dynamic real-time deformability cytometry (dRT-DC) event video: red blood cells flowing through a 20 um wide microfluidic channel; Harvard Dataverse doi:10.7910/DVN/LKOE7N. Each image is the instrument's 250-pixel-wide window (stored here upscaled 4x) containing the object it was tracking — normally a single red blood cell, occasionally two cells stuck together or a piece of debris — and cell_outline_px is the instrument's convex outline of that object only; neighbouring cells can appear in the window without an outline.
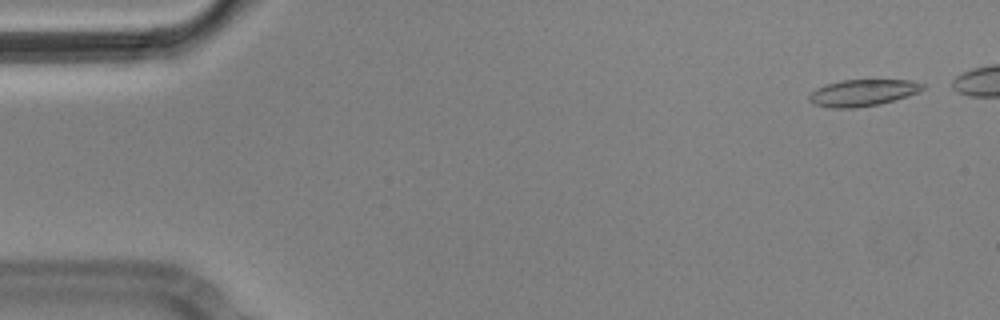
{"species": "Egyptian fruit bat (a non-hibernating species)", "species_latin": "Rousettus aegyptiacus", "temperature_condition": "cold", "stored_images_in_passage": 6, "camera_frame_rate_fps": 3000, "um_per_image_px": 0.085, "animal": {"sex": "male"}, "frame": {"image": 1, "passage_image": 1, "time_ms": 0.0, "image_size_px": [1000, 320], "cell_outline_px": [[924, 88], [908, 96], [880, 104], [856, 108], [828, 108], [816, 104], [808, 100], [808, 96], [816, 88], [840, 80], [912, 80], [924, 84]], "centroid_in_image_um": [73.32, 7.89], "position_along_channel_um": 11.7, "area_um2": 17.57}}